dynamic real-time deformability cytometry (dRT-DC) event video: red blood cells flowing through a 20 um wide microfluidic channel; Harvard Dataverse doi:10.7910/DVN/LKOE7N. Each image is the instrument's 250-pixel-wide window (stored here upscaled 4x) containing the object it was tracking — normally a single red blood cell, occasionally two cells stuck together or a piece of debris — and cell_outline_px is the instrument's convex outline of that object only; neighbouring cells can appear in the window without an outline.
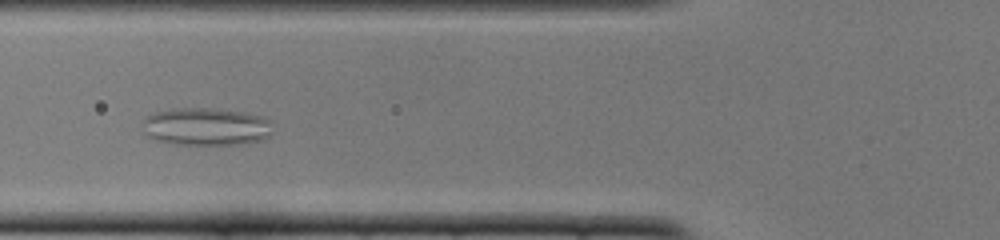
{"species": "common noctule bat (a hibernating species)", "species_latin": "Nyctalus noctula", "temperature_condition": "cold", "stored_images_in_passage": 51, "camera_frame_rate_fps": 3000, "um_per_image_px": 0.085, "animal": {"sex": "female", "body_mass_g": 22.0, "forearm_length_mm": 56.7}, "frame": {"image": 1, "passage_image": 17, "time_ms": 5.333, "image_size_px": [1000, 240], "cell_outline_px": [[272, 136], [264, 140], [248, 144], [176, 144], [152, 140], [148, 136], [144, 120], [148, 116], [156, 112], [172, 108], [216, 108], [244, 112], [260, 116], [268, 120], [272, 132]], "centroid_in_image_um": [17.57, 10.77], "position_along_channel_um": 108.2, "area_um2": 28.67}}
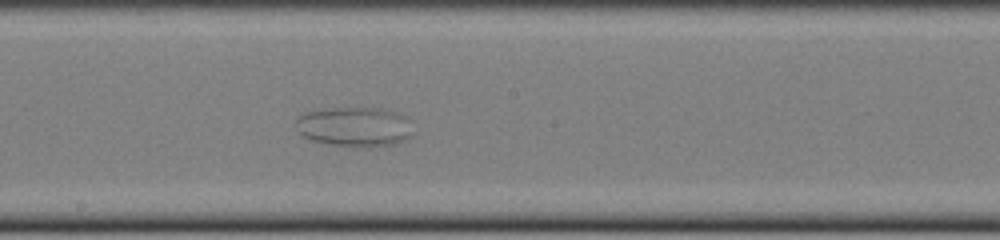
{"frame": {"image": 2, "passage_image": 26, "time_ms": 8.333, "image_size_px": [1000, 240], "cell_outline_px": [[412, 136], [396, 144], [372, 148], [364, 148], [328, 144], [312, 140], [304, 136], [300, 132], [296, 120], [304, 112], [336, 108], [380, 108], [396, 112], [404, 116]], "centroid_in_image_um": [30.15, 10.8], "position_along_channel_um": 218.1, "area_um2": 26.88}}
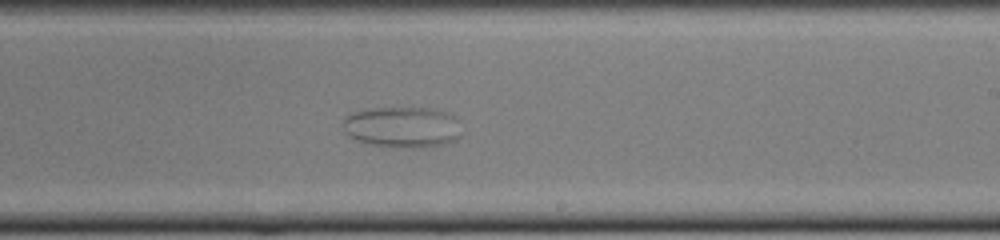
{"frame": {"image": 3, "passage_image": 29, "time_ms": 9.333, "image_size_px": [1000, 240], "cell_outline_px": [[460, 136], [456, 140], [444, 144], [424, 148], [396, 148], [372, 144], [348, 136], [344, 128], [344, 116], [352, 112], [368, 108], [432, 108], [456, 116]], "centroid_in_image_um": [34.2, 10.81], "position_along_channel_um": 254.8, "area_um2": 28.44}}